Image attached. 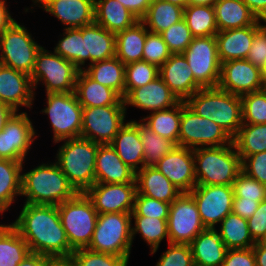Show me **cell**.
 I'll list each match as a JSON object with an SVG mask.
<instances>
[{
  "instance_id": "6da1fadb",
  "label": "cell",
  "mask_w": 266,
  "mask_h": 266,
  "mask_svg": "<svg viewBox=\"0 0 266 266\" xmlns=\"http://www.w3.org/2000/svg\"><path fill=\"white\" fill-rule=\"evenodd\" d=\"M11 225L32 253L48 256L52 260H69L75 251L62 226L57 205L25 203Z\"/></svg>"
},
{
  "instance_id": "7a4b0ae2",
  "label": "cell",
  "mask_w": 266,
  "mask_h": 266,
  "mask_svg": "<svg viewBox=\"0 0 266 266\" xmlns=\"http://www.w3.org/2000/svg\"><path fill=\"white\" fill-rule=\"evenodd\" d=\"M77 193L56 160L51 164L42 163L22 174L21 196L26 197L24 203L60 205Z\"/></svg>"
},
{
  "instance_id": "3957f363",
  "label": "cell",
  "mask_w": 266,
  "mask_h": 266,
  "mask_svg": "<svg viewBox=\"0 0 266 266\" xmlns=\"http://www.w3.org/2000/svg\"><path fill=\"white\" fill-rule=\"evenodd\" d=\"M185 103L197 115L218 124L232 138L243 124L241 97L218 86L199 89Z\"/></svg>"
},
{
  "instance_id": "277c9868",
  "label": "cell",
  "mask_w": 266,
  "mask_h": 266,
  "mask_svg": "<svg viewBox=\"0 0 266 266\" xmlns=\"http://www.w3.org/2000/svg\"><path fill=\"white\" fill-rule=\"evenodd\" d=\"M56 163L78 193L95 184V163L99 143L83 137L63 140Z\"/></svg>"
},
{
  "instance_id": "5b68a950",
  "label": "cell",
  "mask_w": 266,
  "mask_h": 266,
  "mask_svg": "<svg viewBox=\"0 0 266 266\" xmlns=\"http://www.w3.org/2000/svg\"><path fill=\"white\" fill-rule=\"evenodd\" d=\"M196 185L232 186L242 171L241 159L233 142L220 147L193 149Z\"/></svg>"
},
{
  "instance_id": "8992f818",
  "label": "cell",
  "mask_w": 266,
  "mask_h": 266,
  "mask_svg": "<svg viewBox=\"0 0 266 266\" xmlns=\"http://www.w3.org/2000/svg\"><path fill=\"white\" fill-rule=\"evenodd\" d=\"M131 213L98 214L92 240L87 249L129 259L132 247Z\"/></svg>"
},
{
  "instance_id": "52a82bcc",
  "label": "cell",
  "mask_w": 266,
  "mask_h": 266,
  "mask_svg": "<svg viewBox=\"0 0 266 266\" xmlns=\"http://www.w3.org/2000/svg\"><path fill=\"white\" fill-rule=\"evenodd\" d=\"M57 207L70 246L74 250L87 248L92 240L98 217L91 199L86 193H77Z\"/></svg>"
},
{
  "instance_id": "ba28073f",
  "label": "cell",
  "mask_w": 266,
  "mask_h": 266,
  "mask_svg": "<svg viewBox=\"0 0 266 266\" xmlns=\"http://www.w3.org/2000/svg\"><path fill=\"white\" fill-rule=\"evenodd\" d=\"M79 71L72 62L41 47L36 55L30 77L34 91L42 81L46 88V94L75 92Z\"/></svg>"
},
{
  "instance_id": "9c48e42d",
  "label": "cell",
  "mask_w": 266,
  "mask_h": 266,
  "mask_svg": "<svg viewBox=\"0 0 266 266\" xmlns=\"http://www.w3.org/2000/svg\"><path fill=\"white\" fill-rule=\"evenodd\" d=\"M46 96L47 106L42 113L50 118L55 144L81 137L83 107L75 92L48 93Z\"/></svg>"
},
{
  "instance_id": "30bf717a",
  "label": "cell",
  "mask_w": 266,
  "mask_h": 266,
  "mask_svg": "<svg viewBox=\"0 0 266 266\" xmlns=\"http://www.w3.org/2000/svg\"><path fill=\"white\" fill-rule=\"evenodd\" d=\"M41 45L16 20L0 35V64L31 75Z\"/></svg>"
},
{
  "instance_id": "8fae6325",
  "label": "cell",
  "mask_w": 266,
  "mask_h": 266,
  "mask_svg": "<svg viewBox=\"0 0 266 266\" xmlns=\"http://www.w3.org/2000/svg\"><path fill=\"white\" fill-rule=\"evenodd\" d=\"M232 143V137L218 124L192 111L182 101L179 146L186 148L220 147Z\"/></svg>"
},
{
  "instance_id": "7c38bea8",
  "label": "cell",
  "mask_w": 266,
  "mask_h": 266,
  "mask_svg": "<svg viewBox=\"0 0 266 266\" xmlns=\"http://www.w3.org/2000/svg\"><path fill=\"white\" fill-rule=\"evenodd\" d=\"M183 55L188 61L195 81L202 87H217L220 80L221 62L214 36L193 37Z\"/></svg>"
},
{
  "instance_id": "4fadbf2b",
  "label": "cell",
  "mask_w": 266,
  "mask_h": 266,
  "mask_svg": "<svg viewBox=\"0 0 266 266\" xmlns=\"http://www.w3.org/2000/svg\"><path fill=\"white\" fill-rule=\"evenodd\" d=\"M125 105L83 107L81 137L99 144H110L125 124Z\"/></svg>"
},
{
  "instance_id": "5bb4252c",
  "label": "cell",
  "mask_w": 266,
  "mask_h": 266,
  "mask_svg": "<svg viewBox=\"0 0 266 266\" xmlns=\"http://www.w3.org/2000/svg\"><path fill=\"white\" fill-rule=\"evenodd\" d=\"M169 243L190 244L205 227L189 192H182L170 205L167 219Z\"/></svg>"
},
{
  "instance_id": "9a60e30c",
  "label": "cell",
  "mask_w": 266,
  "mask_h": 266,
  "mask_svg": "<svg viewBox=\"0 0 266 266\" xmlns=\"http://www.w3.org/2000/svg\"><path fill=\"white\" fill-rule=\"evenodd\" d=\"M189 193L196 202L205 228L215 229V225L232 212V186L196 185Z\"/></svg>"
},
{
  "instance_id": "2e32d148",
  "label": "cell",
  "mask_w": 266,
  "mask_h": 266,
  "mask_svg": "<svg viewBox=\"0 0 266 266\" xmlns=\"http://www.w3.org/2000/svg\"><path fill=\"white\" fill-rule=\"evenodd\" d=\"M26 112H15L0 133V159L25 162L37 135Z\"/></svg>"
},
{
  "instance_id": "e0dca14e",
  "label": "cell",
  "mask_w": 266,
  "mask_h": 266,
  "mask_svg": "<svg viewBox=\"0 0 266 266\" xmlns=\"http://www.w3.org/2000/svg\"><path fill=\"white\" fill-rule=\"evenodd\" d=\"M98 214L131 213L137 193L136 183H95L86 192Z\"/></svg>"
},
{
  "instance_id": "ac0fdd59",
  "label": "cell",
  "mask_w": 266,
  "mask_h": 266,
  "mask_svg": "<svg viewBox=\"0 0 266 266\" xmlns=\"http://www.w3.org/2000/svg\"><path fill=\"white\" fill-rule=\"evenodd\" d=\"M218 87L239 96L264 89L260 68L247 59H235L221 63Z\"/></svg>"
},
{
  "instance_id": "d6986e66",
  "label": "cell",
  "mask_w": 266,
  "mask_h": 266,
  "mask_svg": "<svg viewBox=\"0 0 266 266\" xmlns=\"http://www.w3.org/2000/svg\"><path fill=\"white\" fill-rule=\"evenodd\" d=\"M179 191L190 192L196 186L193 149L176 146L154 166Z\"/></svg>"
},
{
  "instance_id": "ffe728a7",
  "label": "cell",
  "mask_w": 266,
  "mask_h": 266,
  "mask_svg": "<svg viewBox=\"0 0 266 266\" xmlns=\"http://www.w3.org/2000/svg\"><path fill=\"white\" fill-rule=\"evenodd\" d=\"M34 95L30 75L0 64V102L18 112L21 106L32 108Z\"/></svg>"
},
{
  "instance_id": "44dd1931",
  "label": "cell",
  "mask_w": 266,
  "mask_h": 266,
  "mask_svg": "<svg viewBox=\"0 0 266 266\" xmlns=\"http://www.w3.org/2000/svg\"><path fill=\"white\" fill-rule=\"evenodd\" d=\"M38 7L58 18L67 29L94 23L95 0H36Z\"/></svg>"
},
{
  "instance_id": "7402d4cb",
  "label": "cell",
  "mask_w": 266,
  "mask_h": 266,
  "mask_svg": "<svg viewBox=\"0 0 266 266\" xmlns=\"http://www.w3.org/2000/svg\"><path fill=\"white\" fill-rule=\"evenodd\" d=\"M159 76L180 101H186L202 88L195 81L183 53L171 54L159 68Z\"/></svg>"
},
{
  "instance_id": "603a6c76",
  "label": "cell",
  "mask_w": 266,
  "mask_h": 266,
  "mask_svg": "<svg viewBox=\"0 0 266 266\" xmlns=\"http://www.w3.org/2000/svg\"><path fill=\"white\" fill-rule=\"evenodd\" d=\"M123 101L125 106H136L151 112L169 109L180 102L160 76L144 86L131 90Z\"/></svg>"
},
{
  "instance_id": "cb8c5ba5",
  "label": "cell",
  "mask_w": 266,
  "mask_h": 266,
  "mask_svg": "<svg viewBox=\"0 0 266 266\" xmlns=\"http://www.w3.org/2000/svg\"><path fill=\"white\" fill-rule=\"evenodd\" d=\"M95 183H136L135 172L118 156L110 144H100L95 163Z\"/></svg>"
},
{
  "instance_id": "d4e9b609",
  "label": "cell",
  "mask_w": 266,
  "mask_h": 266,
  "mask_svg": "<svg viewBox=\"0 0 266 266\" xmlns=\"http://www.w3.org/2000/svg\"><path fill=\"white\" fill-rule=\"evenodd\" d=\"M110 145L120 159L135 173L144 168V149L138 132V121L125 123ZM141 164V166H138Z\"/></svg>"
},
{
  "instance_id": "484cf974",
  "label": "cell",
  "mask_w": 266,
  "mask_h": 266,
  "mask_svg": "<svg viewBox=\"0 0 266 266\" xmlns=\"http://www.w3.org/2000/svg\"><path fill=\"white\" fill-rule=\"evenodd\" d=\"M256 33V22L243 28L218 31V57L221 63L235 59H246Z\"/></svg>"
},
{
  "instance_id": "4316f807",
  "label": "cell",
  "mask_w": 266,
  "mask_h": 266,
  "mask_svg": "<svg viewBox=\"0 0 266 266\" xmlns=\"http://www.w3.org/2000/svg\"><path fill=\"white\" fill-rule=\"evenodd\" d=\"M82 37L84 40V65L87 60L91 65L94 62L115 57V33L94 22L82 27Z\"/></svg>"
},
{
  "instance_id": "83f0119b",
  "label": "cell",
  "mask_w": 266,
  "mask_h": 266,
  "mask_svg": "<svg viewBox=\"0 0 266 266\" xmlns=\"http://www.w3.org/2000/svg\"><path fill=\"white\" fill-rule=\"evenodd\" d=\"M135 182L137 193L169 204L182 193L154 166L136 172Z\"/></svg>"
},
{
  "instance_id": "f1b7e54d",
  "label": "cell",
  "mask_w": 266,
  "mask_h": 266,
  "mask_svg": "<svg viewBox=\"0 0 266 266\" xmlns=\"http://www.w3.org/2000/svg\"><path fill=\"white\" fill-rule=\"evenodd\" d=\"M194 266H222L227 248L217 229L205 228L190 243Z\"/></svg>"
},
{
  "instance_id": "f546056e",
  "label": "cell",
  "mask_w": 266,
  "mask_h": 266,
  "mask_svg": "<svg viewBox=\"0 0 266 266\" xmlns=\"http://www.w3.org/2000/svg\"><path fill=\"white\" fill-rule=\"evenodd\" d=\"M75 94L82 107L124 105L116 91L93 80L84 70L78 73Z\"/></svg>"
},
{
  "instance_id": "4dcf8cb0",
  "label": "cell",
  "mask_w": 266,
  "mask_h": 266,
  "mask_svg": "<svg viewBox=\"0 0 266 266\" xmlns=\"http://www.w3.org/2000/svg\"><path fill=\"white\" fill-rule=\"evenodd\" d=\"M139 19L118 0H95L94 22L112 33L133 26Z\"/></svg>"
},
{
  "instance_id": "1f68e13d",
  "label": "cell",
  "mask_w": 266,
  "mask_h": 266,
  "mask_svg": "<svg viewBox=\"0 0 266 266\" xmlns=\"http://www.w3.org/2000/svg\"><path fill=\"white\" fill-rule=\"evenodd\" d=\"M213 7L218 31L243 28L258 20L242 0H217Z\"/></svg>"
},
{
  "instance_id": "d6a6232c",
  "label": "cell",
  "mask_w": 266,
  "mask_h": 266,
  "mask_svg": "<svg viewBox=\"0 0 266 266\" xmlns=\"http://www.w3.org/2000/svg\"><path fill=\"white\" fill-rule=\"evenodd\" d=\"M148 32L145 24L139 20L133 26L116 33L115 56L125 65L142 60L143 47Z\"/></svg>"
},
{
  "instance_id": "836d02e7",
  "label": "cell",
  "mask_w": 266,
  "mask_h": 266,
  "mask_svg": "<svg viewBox=\"0 0 266 266\" xmlns=\"http://www.w3.org/2000/svg\"><path fill=\"white\" fill-rule=\"evenodd\" d=\"M84 71L98 83L116 91L125 97V64L116 56L107 60L97 61L87 66Z\"/></svg>"
},
{
  "instance_id": "e575fe53",
  "label": "cell",
  "mask_w": 266,
  "mask_h": 266,
  "mask_svg": "<svg viewBox=\"0 0 266 266\" xmlns=\"http://www.w3.org/2000/svg\"><path fill=\"white\" fill-rule=\"evenodd\" d=\"M24 162L0 159V211L5 212L21 195Z\"/></svg>"
},
{
  "instance_id": "d590c367",
  "label": "cell",
  "mask_w": 266,
  "mask_h": 266,
  "mask_svg": "<svg viewBox=\"0 0 266 266\" xmlns=\"http://www.w3.org/2000/svg\"><path fill=\"white\" fill-rule=\"evenodd\" d=\"M183 16L184 8L162 0H152L141 21L149 32L161 34L174 23L182 20Z\"/></svg>"
},
{
  "instance_id": "8d00e7d4",
  "label": "cell",
  "mask_w": 266,
  "mask_h": 266,
  "mask_svg": "<svg viewBox=\"0 0 266 266\" xmlns=\"http://www.w3.org/2000/svg\"><path fill=\"white\" fill-rule=\"evenodd\" d=\"M181 112L182 101L169 109L150 112L151 115H147L141 121L159 136L167 138L179 146Z\"/></svg>"
},
{
  "instance_id": "74e56055",
  "label": "cell",
  "mask_w": 266,
  "mask_h": 266,
  "mask_svg": "<svg viewBox=\"0 0 266 266\" xmlns=\"http://www.w3.org/2000/svg\"><path fill=\"white\" fill-rule=\"evenodd\" d=\"M220 223L217 232L227 249L252 248L256 244L249 232L247 219L231 212Z\"/></svg>"
},
{
  "instance_id": "f35d334b",
  "label": "cell",
  "mask_w": 266,
  "mask_h": 266,
  "mask_svg": "<svg viewBox=\"0 0 266 266\" xmlns=\"http://www.w3.org/2000/svg\"><path fill=\"white\" fill-rule=\"evenodd\" d=\"M232 142L241 161L255 153L266 151V123H243Z\"/></svg>"
},
{
  "instance_id": "ab89813d",
  "label": "cell",
  "mask_w": 266,
  "mask_h": 266,
  "mask_svg": "<svg viewBox=\"0 0 266 266\" xmlns=\"http://www.w3.org/2000/svg\"><path fill=\"white\" fill-rule=\"evenodd\" d=\"M29 253L26 241L11 224L0 232V266H18Z\"/></svg>"
},
{
  "instance_id": "60d3db41",
  "label": "cell",
  "mask_w": 266,
  "mask_h": 266,
  "mask_svg": "<svg viewBox=\"0 0 266 266\" xmlns=\"http://www.w3.org/2000/svg\"><path fill=\"white\" fill-rule=\"evenodd\" d=\"M183 18L193 37L214 36L218 32L213 6L188 5Z\"/></svg>"
},
{
  "instance_id": "b9f144b4",
  "label": "cell",
  "mask_w": 266,
  "mask_h": 266,
  "mask_svg": "<svg viewBox=\"0 0 266 266\" xmlns=\"http://www.w3.org/2000/svg\"><path fill=\"white\" fill-rule=\"evenodd\" d=\"M138 122V132L144 149V165L155 166L161 158L172 151L177 145L159 136L150 129L143 121Z\"/></svg>"
},
{
  "instance_id": "7bdbcfd3",
  "label": "cell",
  "mask_w": 266,
  "mask_h": 266,
  "mask_svg": "<svg viewBox=\"0 0 266 266\" xmlns=\"http://www.w3.org/2000/svg\"><path fill=\"white\" fill-rule=\"evenodd\" d=\"M134 218V226L132 230V241L134 236L141 234L143 240L150 245L151 254L157 252L162 240L167 238L169 244L167 219H159L145 216H131Z\"/></svg>"
},
{
  "instance_id": "ee69618b",
  "label": "cell",
  "mask_w": 266,
  "mask_h": 266,
  "mask_svg": "<svg viewBox=\"0 0 266 266\" xmlns=\"http://www.w3.org/2000/svg\"><path fill=\"white\" fill-rule=\"evenodd\" d=\"M63 37L54 47V52L72 62L80 71L84 70V40L81 28H64Z\"/></svg>"
},
{
  "instance_id": "f6af8a7d",
  "label": "cell",
  "mask_w": 266,
  "mask_h": 266,
  "mask_svg": "<svg viewBox=\"0 0 266 266\" xmlns=\"http://www.w3.org/2000/svg\"><path fill=\"white\" fill-rule=\"evenodd\" d=\"M159 76V68L144 60L125 65V96L133 89L150 83Z\"/></svg>"
},
{
  "instance_id": "bcb514c9",
  "label": "cell",
  "mask_w": 266,
  "mask_h": 266,
  "mask_svg": "<svg viewBox=\"0 0 266 266\" xmlns=\"http://www.w3.org/2000/svg\"><path fill=\"white\" fill-rule=\"evenodd\" d=\"M242 122L247 124L266 123V88L241 95Z\"/></svg>"
},
{
  "instance_id": "7dc6e473",
  "label": "cell",
  "mask_w": 266,
  "mask_h": 266,
  "mask_svg": "<svg viewBox=\"0 0 266 266\" xmlns=\"http://www.w3.org/2000/svg\"><path fill=\"white\" fill-rule=\"evenodd\" d=\"M69 261L74 266H127L129 259L81 248L72 253Z\"/></svg>"
},
{
  "instance_id": "c3c4849f",
  "label": "cell",
  "mask_w": 266,
  "mask_h": 266,
  "mask_svg": "<svg viewBox=\"0 0 266 266\" xmlns=\"http://www.w3.org/2000/svg\"><path fill=\"white\" fill-rule=\"evenodd\" d=\"M161 35L172 54L183 53L193 39L184 18L171 25L167 30H164Z\"/></svg>"
},
{
  "instance_id": "681fc988",
  "label": "cell",
  "mask_w": 266,
  "mask_h": 266,
  "mask_svg": "<svg viewBox=\"0 0 266 266\" xmlns=\"http://www.w3.org/2000/svg\"><path fill=\"white\" fill-rule=\"evenodd\" d=\"M171 54L161 34L151 32L146 34L142 60L160 68Z\"/></svg>"
},
{
  "instance_id": "f907efd6",
  "label": "cell",
  "mask_w": 266,
  "mask_h": 266,
  "mask_svg": "<svg viewBox=\"0 0 266 266\" xmlns=\"http://www.w3.org/2000/svg\"><path fill=\"white\" fill-rule=\"evenodd\" d=\"M234 197H242L244 200H266V186L257 180L247 176L242 171L232 184Z\"/></svg>"
},
{
  "instance_id": "816d5d0a",
  "label": "cell",
  "mask_w": 266,
  "mask_h": 266,
  "mask_svg": "<svg viewBox=\"0 0 266 266\" xmlns=\"http://www.w3.org/2000/svg\"><path fill=\"white\" fill-rule=\"evenodd\" d=\"M170 205L169 203L136 193L134 209L131 212V216L168 219Z\"/></svg>"
},
{
  "instance_id": "f5cc1de1",
  "label": "cell",
  "mask_w": 266,
  "mask_h": 266,
  "mask_svg": "<svg viewBox=\"0 0 266 266\" xmlns=\"http://www.w3.org/2000/svg\"><path fill=\"white\" fill-rule=\"evenodd\" d=\"M156 266H194L190 244L169 243Z\"/></svg>"
},
{
  "instance_id": "db71d44e",
  "label": "cell",
  "mask_w": 266,
  "mask_h": 266,
  "mask_svg": "<svg viewBox=\"0 0 266 266\" xmlns=\"http://www.w3.org/2000/svg\"><path fill=\"white\" fill-rule=\"evenodd\" d=\"M262 20L256 21V33L247 55V60L254 66L261 68L266 62V22L261 24Z\"/></svg>"
},
{
  "instance_id": "11a10c76",
  "label": "cell",
  "mask_w": 266,
  "mask_h": 266,
  "mask_svg": "<svg viewBox=\"0 0 266 266\" xmlns=\"http://www.w3.org/2000/svg\"><path fill=\"white\" fill-rule=\"evenodd\" d=\"M242 172L266 186V151L245 157Z\"/></svg>"
},
{
  "instance_id": "9f6ffc18",
  "label": "cell",
  "mask_w": 266,
  "mask_h": 266,
  "mask_svg": "<svg viewBox=\"0 0 266 266\" xmlns=\"http://www.w3.org/2000/svg\"><path fill=\"white\" fill-rule=\"evenodd\" d=\"M249 232L255 242H260L266 236V200L259 203L254 214L247 219Z\"/></svg>"
},
{
  "instance_id": "6f0895ef",
  "label": "cell",
  "mask_w": 266,
  "mask_h": 266,
  "mask_svg": "<svg viewBox=\"0 0 266 266\" xmlns=\"http://www.w3.org/2000/svg\"><path fill=\"white\" fill-rule=\"evenodd\" d=\"M222 266H256L253 248L228 249Z\"/></svg>"
},
{
  "instance_id": "680465c9",
  "label": "cell",
  "mask_w": 266,
  "mask_h": 266,
  "mask_svg": "<svg viewBox=\"0 0 266 266\" xmlns=\"http://www.w3.org/2000/svg\"><path fill=\"white\" fill-rule=\"evenodd\" d=\"M259 202L256 200H244L242 197H234L232 212L242 218H250L257 210Z\"/></svg>"
},
{
  "instance_id": "91938a15",
  "label": "cell",
  "mask_w": 266,
  "mask_h": 266,
  "mask_svg": "<svg viewBox=\"0 0 266 266\" xmlns=\"http://www.w3.org/2000/svg\"><path fill=\"white\" fill-rule=\"evenodd\" d=\"M124 7L141 20L147 13L152 0H118Z\"/></svg>"
},
{
  "instance_id": "94428289",
  "label": "cell",
  "mask_w": 266,
  "mask_h": 266,
  "mask_svg": "<svg viewBox=\"0 0 266 266\" xmlns=\"http://www.w3.org/2000/svg\"><path fill=\"white\" fill-rule=\"evenodd\" d=\"M51 261L48 256L30 252L18 266H48Z\"/></svg>"
},
{
  "instance_id": "6125c7cd",
  "label": "cell",
  "mask_w": 266,
  "mask_h": 266,
  "mask_svg": "<svg viewBox=\"0 0 266 266\" xmlns=\"http://www.w3.org/2000/svg\"><path fill=\"white\" fill-rule=\"evenodd\" d=\"M257 17V19L266 21V0H242Z\"/></svg>"
},
{
  "instance_id": "be15d7a7",
  "label": "cell",
  "mask_w": 266,
  "mask_h": 266,
  "mask_svg": "<svg viewBox=\"0 0 266 266\" xmlns=\"http://www.w3.org/2000/svg\"><path fill=\"white\" fill-rule=\"evenodd\" d=\"M5 1L7 0H0V35L15 21Z\"/></svg>"
},
{
  "instance_id": "e7e4bbea",
  "label": "cell",
  "mask_w": 266,
  "mask_h": 266,
  "mask_svg": "<svg viewBox=\"0 0 266 266\" xmlns=\"http://www.w3.org/2000/svg\"><path fill=\"white\" fill-rule=\"evenodd\" d=\"M252 248L256 266H266V245L260 241L256 242Z\"/></svg>"
},
{
  "instance_id": "03108f58",
  "label": "cell",
  "mask_w": 266,
  "mask_h": 266,
  "mask_svg": "<svg viewBox=\"0 0 266 266\" xmlns=\"http://www.w3.org/2000/svg\"><path fill=\"white\" fill-rule=\"evenodd\" d=\"M15 112L16 111H14L10 106L0 102V133L3 131L6 122Z\"/></svg>"
},
{
  "instance_id": "003e7915",
  "label": "cell",
  "mask_w": 266,
  "mask_h": 266,
  "mask_svg": "<svg viewBox=\"0 0 266 266\" xmlns=\"http://www.w3.org/2000/svg\"><path fill=\"white\" fill-rule=\"evenodd\" d=\"M217 0H188V5H209L214 6Z\"/></svg>"
},
{
  "instance_id": "a7ac6f4b",
  "label": "cell",
  "mask_w": 266,
  "mask_h": 266,
  "mask_svg": "<svg viewBox=\"0 0 266 266\" xmlns=\"http://www.w3.org/2000/svg\"><path fill=\"white\" fill-rule=\"evenodd\" d=\"M48 266H74L69 260H52Z\"/></svg>"
},
{
  "instance_id": "89a4df30",
  "label": "cell",
  "mask_w": 266,
  "mask_h": 266,
  "mask_svg": "<svg viewBox=\"0 0 266 266\" xmlns=\"http://www.w3.org/2000/svg\"><path fill=\"white\" fill-rule=\"evenodd\" d=\"M162 1L172 3L173 5L179 6L184 9L188 6V0H162Z\"/></svg>"
},
{
  "instance_id": "2644e50d",
  "label": "cell",
  "mask_w": 266,
  "mask_h": 266,
  "mask_svg": "<svg viewBox=\"0 0 266 266\" xmlns=\"http://www.w3.org/2000/svg\"><path fill=\"white\" fill-rule=\"evenodd\" d=\"M260 72H261V80H262V83L264 85V88H266V62L260 68Z\"/></svg>"
},
{
  "instance_id": "8c879c8a",
  "label": "cell",
  "mask_w": 266,
  "mask_h": 266,
  "mask_svg": "<svg viewBox=\"0 0 266 266\" xmlns=\"http://www.w3.org/2000/svg\"><path fill=\"white\" fill-rule=\"evenodd\" d=\"M0 214H3V212L0 211ZM7 225L0 224V232L6 227Z\"/></svg>"
},
{
  "instance_id": "753ad0ef",
  "label": "cell",
  "mask_w": 266,
  "mask_h": 266,
  "mask_svg": "<svg viewBox=\"0 0 266 266\" xmlns=\"http://www.w3.org/2000/svg\"><path fill=\"white\" fill-rule=\"evenodd\" d=\"M261 242L266 245V236L262 239Z\"/></svg>"
}]
</instances>
